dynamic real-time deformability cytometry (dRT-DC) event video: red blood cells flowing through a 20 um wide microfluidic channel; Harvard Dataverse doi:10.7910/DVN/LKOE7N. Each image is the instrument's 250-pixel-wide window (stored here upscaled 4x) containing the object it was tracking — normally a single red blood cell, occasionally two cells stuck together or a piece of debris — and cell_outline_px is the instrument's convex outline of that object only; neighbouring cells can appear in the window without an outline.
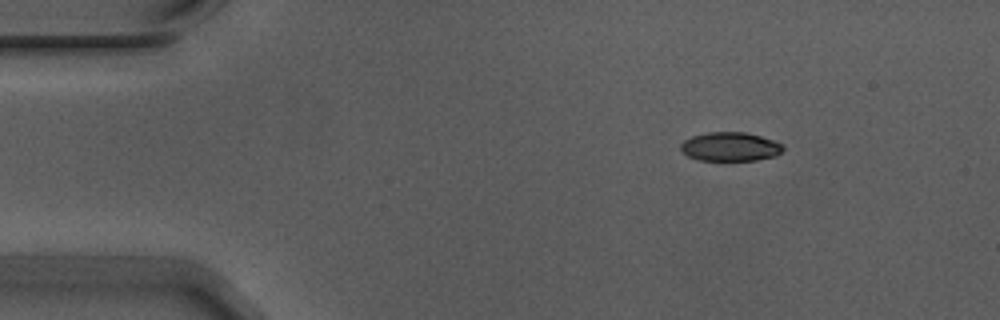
{"species": "Egyptian fruit bat (a non-hibernating species)", "species_latin": "Rousettus aegyptiacus", "temperature_condition": "warm", "stored_images_in_passage": 32, "camera_frame_rate_fps": 3000, "um_per_image_px": 0.085, "animal": {"sex": "male"}, "frame": {"image": 1, "passage_image": 1, "time_ms": 0.0, "image_size_px": [1000, 320], "cell_outline_px": [[784, 148], [776, 156], [756, 160], [696, 160], [688, 156], [680, 148], [680, 144], [684, 140], [692, 136], [708, 132], [744, 132], [760, 136], [784, 144]], "centroid_in_image_um": [62.06, 12.47], "position_along_channel_um": 22.9, "area_um2": 17.22}}
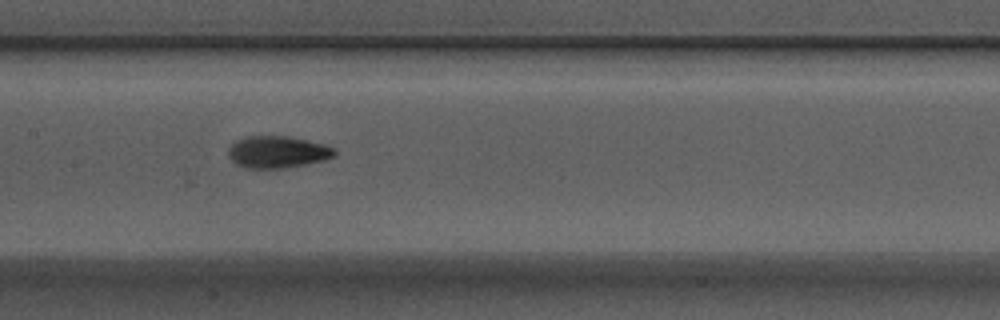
{"frame": {"image": 2, "passage_image": 20, "time_ms": 6.333, "image_size_px": [1000, 320], "cell_outline_px": [[336, 156], [324, 160], [284, 168], [244, 168], [236, 164], [228, 156], [228, 148], [236, 140], [248, 136], [288, 136], [324, 144], [336, 148]], "centroid_in_image_um": [23.59, 12.92], "position_along_channel_um": 183.8, "area_um2": 19.83}}
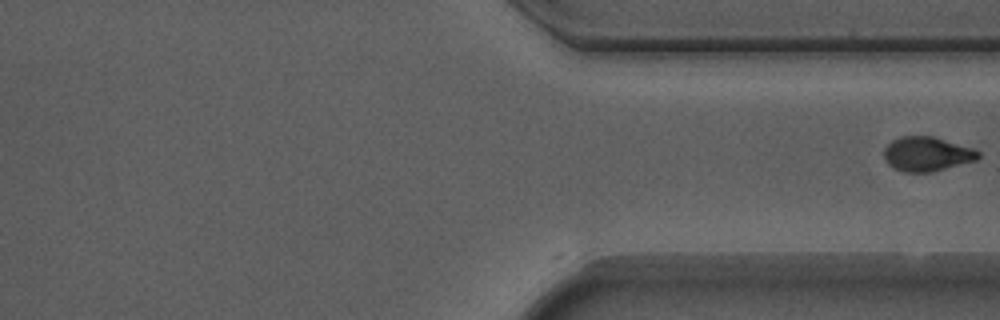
{"frame": {"image": 3, "passage_image": 32, "time_ms": 10.333, "image_size_px": [1000, 320], "cell_outline_px": [[980, 156], [976, 160], [932, 172], [904, 172], [892, 168], [884, 160], [884, 148], [892, 140], [900, 136], [932, 136], [972, 148], [980, 152]], "centroid_in_image_um": [78.75, 13.09], "position_along_channel_um": 332.7, "area_um2": 18.9}}